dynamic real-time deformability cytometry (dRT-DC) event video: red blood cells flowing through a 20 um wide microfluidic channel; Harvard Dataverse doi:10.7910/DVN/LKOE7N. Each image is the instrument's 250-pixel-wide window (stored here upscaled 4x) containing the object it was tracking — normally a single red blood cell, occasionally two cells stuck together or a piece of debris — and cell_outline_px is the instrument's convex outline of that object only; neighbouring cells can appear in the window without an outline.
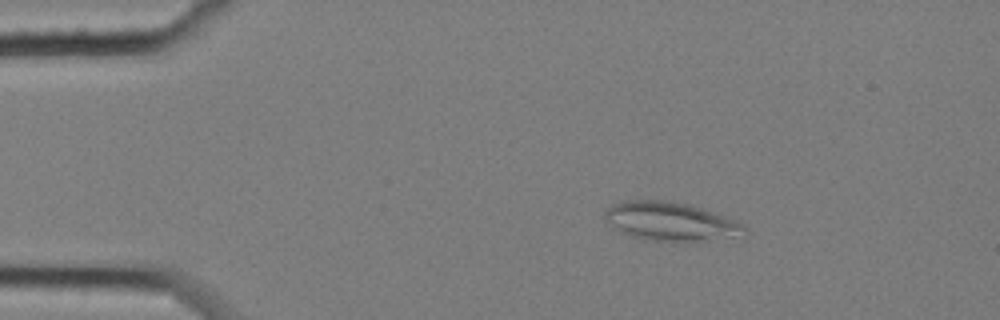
{"species": "common noctule bat (a hibernating species)", "species_latin": "Nyctalus noctula", "temperature_condition": "cold", "stored_images_in_passage": 4, "camera_frame_rate_fps": 3000, "um_per_image_px": 0.085, "animal": {"sex": "female", "body_mass_g": 25.1}, "frame": {"image": 1, "passage_image": 2, "time_ms": 0.333, "image_size_px": [1000, 320], "cell_outline_px": [[748, 232], [732, 236], [708, 240], [644, 240], [628, 236], [612, 228], [604, 220], [604, 212], [612, 204], [620, 200], [668, 200], [688, 204], [736, 220], [744, 224], [748, 228]], "centroid_in_image_um": [56.91, 18.8], "position_along_channel_um": 28.1, "area_um2": 31.44}}